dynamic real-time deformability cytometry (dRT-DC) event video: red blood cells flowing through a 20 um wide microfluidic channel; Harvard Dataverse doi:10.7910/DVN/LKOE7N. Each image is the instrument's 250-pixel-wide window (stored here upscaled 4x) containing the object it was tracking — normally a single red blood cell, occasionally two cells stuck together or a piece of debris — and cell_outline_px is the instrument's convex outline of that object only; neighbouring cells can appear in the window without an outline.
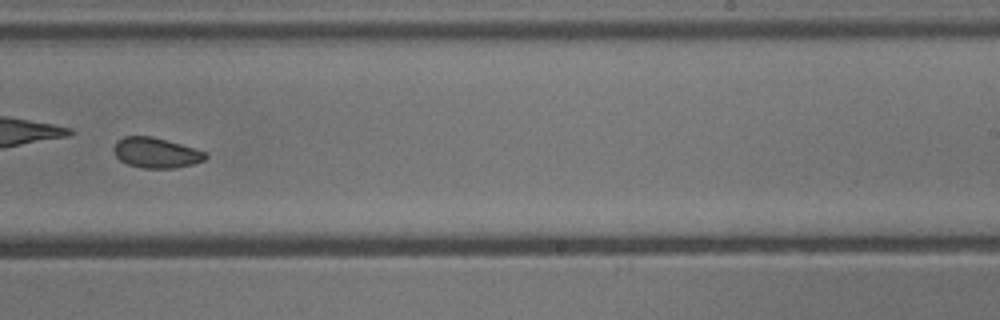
{"species": "common noctule bat (a hibernating species)", "species_latin": "Nyctalus noctula", "temperature_condition": "cold", "stored_images_in_passage": 31, "camera_frame_rate_fps": 3000, "um_per_image_px": 0.085, "animal": {"sex": "male", "body_mass_g": 13.3}, "frame": {"image": 1, "passage_image": 18, "time_ms": 5.667, "image_size_px": [1000, 320], "cell_outline_px": [[208, 156], [204, 160], [192, 164], [176, 168], [144, 168], [128, 164], [120, 160], [116, 156], [112, 148], [116, 140], [124, 136], [152, 136], [180, 144], [204, 152]], "centroid_in_image_um": [13.21, 12.98], "position_along_channel_um": 275.8, "area_um2": 16.07}, "authors_computed_cell_mechanics": {"area_um2": 16.5308, "velocity_mm_per_s": 3.907, "shape_relaxation_time_tau1_ms": 3.151, "shape_relaxation_time_tau2_ms": 2.7558, "deformation_change_tau1": 0.0555, "deformation_change_tau2": 0.064}}